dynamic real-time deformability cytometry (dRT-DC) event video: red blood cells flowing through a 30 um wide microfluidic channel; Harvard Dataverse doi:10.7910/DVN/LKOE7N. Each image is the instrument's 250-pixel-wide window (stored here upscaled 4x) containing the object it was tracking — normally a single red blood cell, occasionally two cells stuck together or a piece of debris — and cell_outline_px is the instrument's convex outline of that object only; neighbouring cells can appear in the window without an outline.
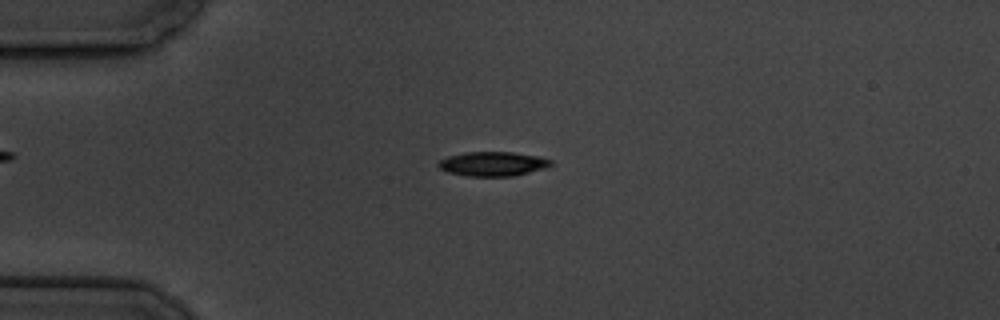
{"species": "common noctule bat (a hibernating species)", "species_latin": "Nyctalus noctula", "temperature_condition": "cold", "stored_images_in_passage": 4, "camera_frame_rate_fps": 3000, "um_per_image_px": 0.085, "animal": {"sex": "male", "body_mass_g": 19.5, "forearm_length_mm": 54.6}, "frame": {"image": 1, "passage_image": 3, "time_ms": 2.333, "image_size_px": [1000, 320], "cell_outline_px": [[552, 164], [548, 168], [512, 176], [464, 176], [448, 172], [440, 168], [436, 164], [440, 160], [448, 156], [464, 152], [512, 152], [540, 156], [552, 160]], "centroid_in_image_um": [41.91, 13.93], "position_along_channel_um": 43.1, "area_um2": 16.13}}